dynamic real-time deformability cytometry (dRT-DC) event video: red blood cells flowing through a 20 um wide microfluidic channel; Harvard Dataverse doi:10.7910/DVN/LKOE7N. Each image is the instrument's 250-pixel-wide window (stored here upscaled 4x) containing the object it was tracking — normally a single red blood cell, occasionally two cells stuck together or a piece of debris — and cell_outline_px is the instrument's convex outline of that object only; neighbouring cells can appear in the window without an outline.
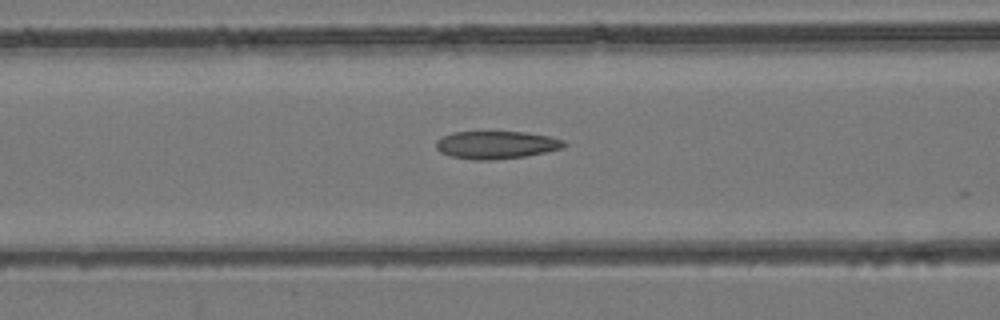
{"species": "common noctule bat (a hibernating species)", "species_latin": "Nyctalus noctula", "temperature_condition": "room temperature", "stored_images_in_passage": 17, "camera_frame_rate_fps": 3000, "um_per_image_px": 0.085, "animal": {"sex": "female", "body_mass_g": 24.6, "forearm_length_mm": 56.2}, "frame": {"image": 1, "passage_image": 14, "time_ms": 4.333, "image_size_px": [1000, 320], "cell_outline_px": [[568, 144], [564, 148], [524, 156], [492, 160], [476, 160], [452, 156], [440, 152], [436, 148], [436, 140], [452, 132], [524, 132], [548, 136], [564, 140]], "centroid_in_image_um": [42.19, 12.31], "position_along_channel_um": 124.4, "area_um2": 20.58}}